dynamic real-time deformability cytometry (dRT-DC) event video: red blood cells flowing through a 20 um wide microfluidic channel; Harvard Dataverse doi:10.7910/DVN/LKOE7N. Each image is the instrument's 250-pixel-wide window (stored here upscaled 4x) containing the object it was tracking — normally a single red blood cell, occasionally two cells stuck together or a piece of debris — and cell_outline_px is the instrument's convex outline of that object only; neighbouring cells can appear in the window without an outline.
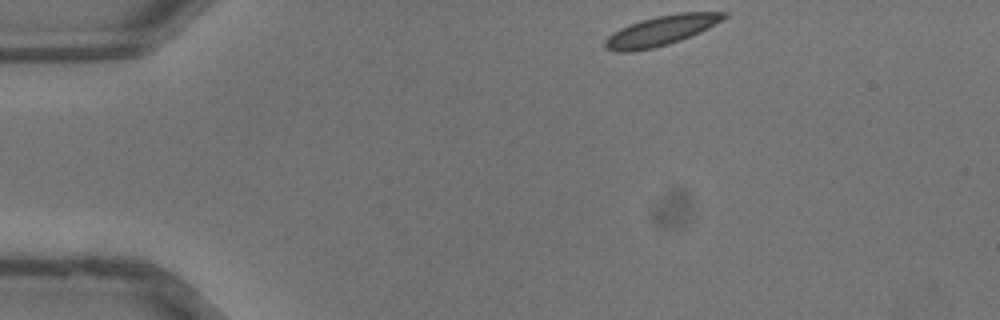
{"species": "common noctule bat (a hibernating species)", "species_latin": "Nyctalus noctula", "temperature_condition": "warm", "stored_images_in_passage": 32, "camera_frame_rate_fps": 3000, "um_per_image_px": 0.085, "animal": {"sex": "male", "body_mass_g": 13.3}, "frame": {"image": 1, "passage_image": 1, "time_ms": 0.0, "image_size_px": [1000, 320], "cell_outline_px": [[728, 16], [708, 28], [700, 32], [680, 40], [668, 44], [652, 48], [632, 52], [616, 52], [604, 48], [604, 40], [612, 32], [628, 24], [640, 20], [656, 16], [676, 12], [728, 12]], "centroid_in_image_um": [56.15, 2.6], "position_along_channel_um": 28.9, "area_um2": 20.81}}
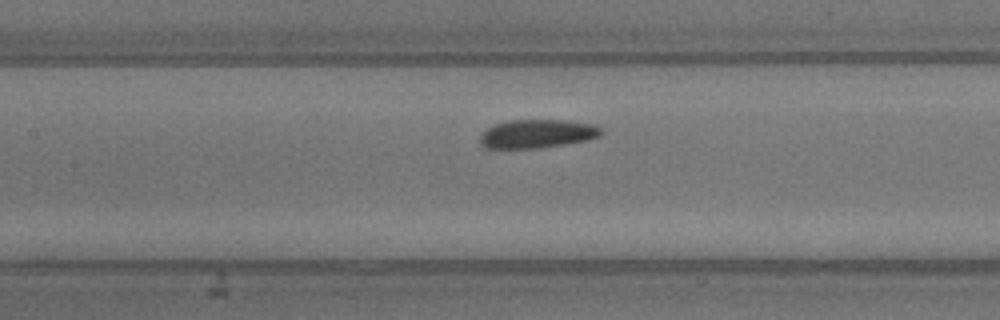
{"frame": {"image": 2, "passage_image": 12, "time_ms": 3.667, "image_size_px": [1000, 320], "cell_outline_px": [[604, 132], [600, 136], [588, 140], [564, 144], [536, 148], [484, 148], [480, 144], [480, 132], [496, 124], [508, 120], [564, 120], [596, 124]], "centroid_in_image_um": [45.66, 11.36], "position_along_channel_um": 161.7, "area_um2": 20.29}}
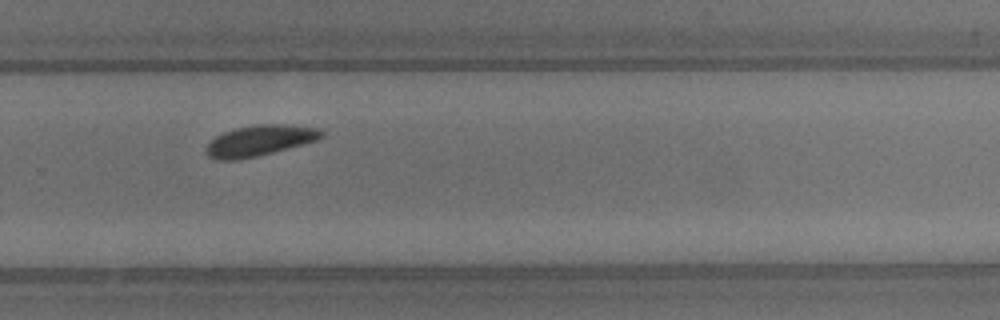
{"frame": {"image": 3, "passage_image": 20, "time_ms": 6.333, "image_size_px": [1000, 320], "cell_outline_px": [[324, 136], [316, 140], [272, 152], [256, 156], [236, 160], [216, 160], [208, 156], [208, 144], [216, 136], [224, 132], [236, 128], [256, 124], [280, 124], [316, 128], [324, 132]], "centroid_in_image_um": [22.06, 11.94], "position_along_channel_um": 307.7, "area_um2": 20.17}}